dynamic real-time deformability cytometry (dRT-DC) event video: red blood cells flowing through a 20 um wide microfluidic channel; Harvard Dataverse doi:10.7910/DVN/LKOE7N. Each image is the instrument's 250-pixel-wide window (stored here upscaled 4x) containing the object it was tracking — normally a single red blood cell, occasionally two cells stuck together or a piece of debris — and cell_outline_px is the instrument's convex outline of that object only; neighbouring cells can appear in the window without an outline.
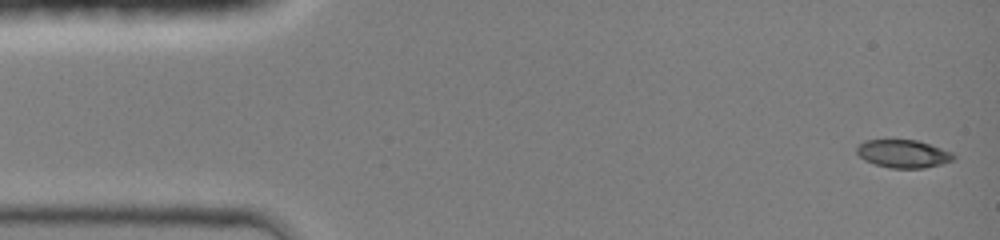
{"species": "common noctule bat (a hibernating species)", "species_latin": "Nyctalus noctula", "temperature_condition": "room temperature", "stored_images_in_passage": 8, "camera_frame_rate_fps": 3000, "um_per_image_px": 0.085, "animal": {"sex": "female", "body_mass_g": 19.0, "forearm_length_mm": 51.5}, "frame": {"image": 1, "passage_image": 1, "time_ms": 0.0, "image_size_px": [1000, 240], "cell_outline_px": [[956, 156], [952, 160], [940, 164], [924, 168], [888, 168], [864, 160], [856, 152], [856, 148], [864, 140], [916, 140], [952, 152]], "centroid_in_image_um": [76.75, 13.07], "position_along_channel_um": 8.2, "area_um2": 15.61}}
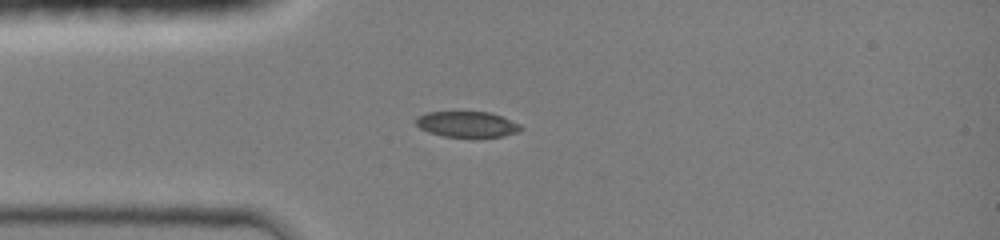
{"frame": {"image": 2, "passage_image": 6, "time_ms": 3.333, "image_size_px": [1000, 240], "cell_outline_px": [[524, 128], [516, 132], [500, 136], [444, 136], [428, 132], [420, 128], [416, 124], [416, 116], [428, 112], [492, 112], [520, 124]], "centroid_in_image_um": [39.68, 10.54], "position_along_channel_um": 45.3, "area_um2": 15.49}}
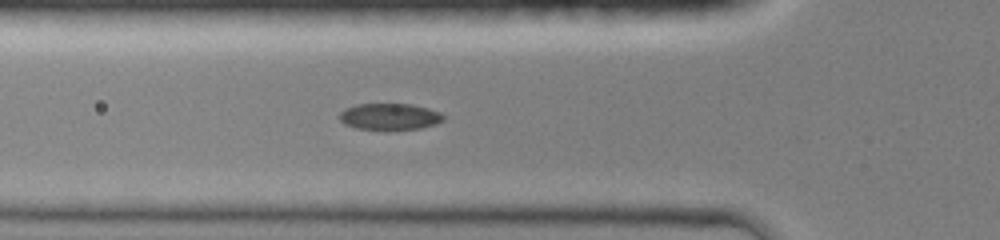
{"frame": {"image": 3, "passage_image": 8, "time_ms": 4.667, "image_size_px": [1000, 240], "cell_outline_px": [[444, 120], [436, 124], [420, 128], [384, 132], [356, 128], [344, 124], [340, 120], [340, 112], [344, 108], [356, 104], [412, 104], [428, 108], [440, 112], [444, 116]], "centroid_in_image_um": [33.11, 9.94], "position_along_channel_um": 92.7, "area_um2": 16.65}}